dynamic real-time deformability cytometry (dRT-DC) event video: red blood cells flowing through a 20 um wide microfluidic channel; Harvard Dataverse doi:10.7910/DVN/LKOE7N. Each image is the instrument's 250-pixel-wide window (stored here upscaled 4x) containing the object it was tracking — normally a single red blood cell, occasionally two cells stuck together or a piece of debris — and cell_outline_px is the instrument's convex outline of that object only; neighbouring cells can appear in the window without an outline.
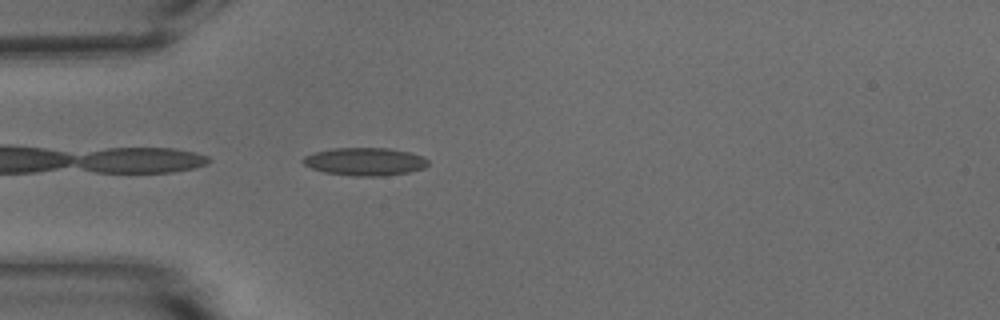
{"species": "common noctule bat (a hibernating species)", "species_latin": "Nyctalus noctula", "temperature_condition": "warm", "stored_images_in_passage": 23, "camera_frame_rate_fps": 3000, "um_per_image_px": 0.085, "animal": {"sex": "male", "body_mass_g": 15.6}, "frame": {"image": 1, "passage_image": 1, "time_ms": 0.0, "image_size_px": [1000, 320], "cell_outline_px": [[428, 164], [424, 168], [408, 172], [384, 176], [352, 176], [324, 172], [312, 168], [304, 164], [300, 160], [304, 156], [316, 152], [332, 148], [388, 148], [408, 152], [424, 156], [428, 160]], "centroid_in_image_um": [31.02, 13.74], "position_along_channel_um": 54.0, "area_um2": 20.35}}